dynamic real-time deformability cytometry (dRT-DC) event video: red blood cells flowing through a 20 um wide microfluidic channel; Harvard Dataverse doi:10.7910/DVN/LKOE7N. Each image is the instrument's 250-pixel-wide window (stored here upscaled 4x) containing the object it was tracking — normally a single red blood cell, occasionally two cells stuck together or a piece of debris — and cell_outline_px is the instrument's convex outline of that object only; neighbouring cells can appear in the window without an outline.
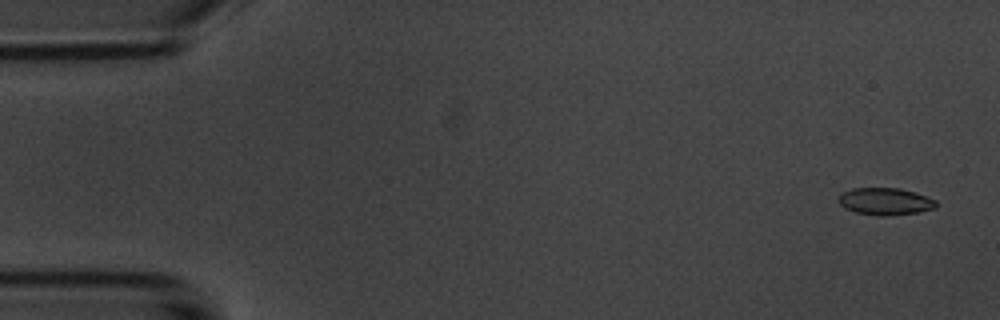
{"species": "common noctule bat (a hibernating species)", "species_latin": "Nyctalus noctula", "temperature_condition": "room temperature", "stored_images_in_passage": 5, "camera_frame_rate_fps": 3000, "um_per_image_px": 0.085, "animal": {"sex": "male", "body_mass_g": 20.1, "forearm_length_mm": 53.5}, "frame": {"image": 1, "passage_image": 1, "time_ms": 0.0, "image_size_px": [1000, 320], "cell_outline_px": [[936, 208], [916, 212], [884, 216], [876, 216], [856, 212], [844, 208], [836, 200], [840, 192], [852, 188], [900, 188], [936, 200]], "centroid_in_image_um": [75.16, 17.12], "position_along_channel_um": 9.8, "area_um2": 15.43}}